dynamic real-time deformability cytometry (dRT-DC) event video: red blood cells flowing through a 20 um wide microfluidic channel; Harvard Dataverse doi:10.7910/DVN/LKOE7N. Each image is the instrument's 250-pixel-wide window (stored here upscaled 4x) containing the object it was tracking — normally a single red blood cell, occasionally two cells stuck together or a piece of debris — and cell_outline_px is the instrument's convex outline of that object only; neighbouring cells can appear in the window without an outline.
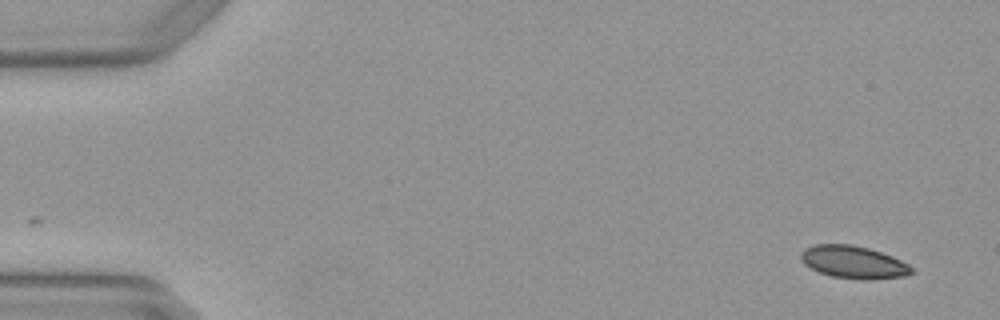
{"species": "Egyptian fruit bat (a non-hibernating species)", "species_latin": "Rousettus aegyptiacus", "temperature_condition": "warm", "stored_images_in_passage": 3, "camera_frame_rate_fps": 3000, "um_per_image_px": 0.085, "animal": {"sex": "female"}, "frame": {"image": 1, "passage_image": 1, "time_ms": 0.0, "image_size_px": [1000, 320], "cell_outline_px": [[912, 272], [904, 276], [868, 280], [864, 280], [832, 276], [820, 272], [804, 264], [800, 260], [800, 252], [804, 248], [812, 244], [852, 244], [868, 248], [892, 256], [908, 264], [912, 268]], "centroid_in_image_um": [72.5, 22.27], "position_along_channel_um": 12.5, "area_um2": 20.98}}
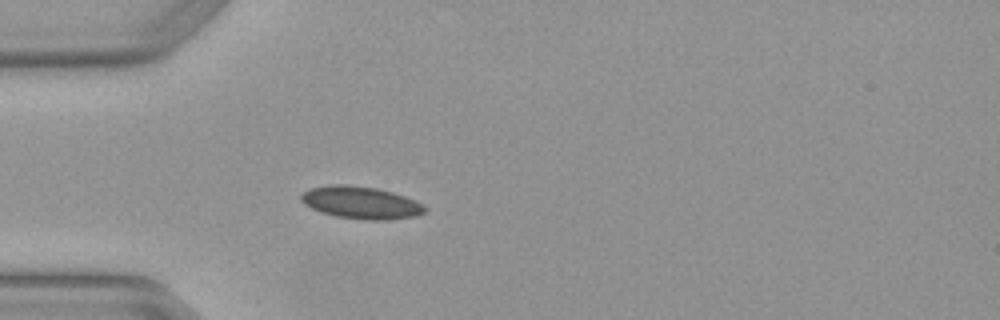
{"frame": {"image": 2, "passage_image": 3, "time_ms": 0.667, "image_size_px": [1000, 320], "cell_outline_px": [[428, 208], [424, 212], [416, 216], [388, 220], [368, 220], [336, 216], [320, 212], [304, 204], [300, 200], [300, 196], [308, 188], [328, 184], [344, 184], [376, 188], [392, 192], [404, 196], [424, 204]], "centroid_in_image_um": [30.67, 17.22], "position_along_channel_um": 54.3, "area_um2": 23.47}}